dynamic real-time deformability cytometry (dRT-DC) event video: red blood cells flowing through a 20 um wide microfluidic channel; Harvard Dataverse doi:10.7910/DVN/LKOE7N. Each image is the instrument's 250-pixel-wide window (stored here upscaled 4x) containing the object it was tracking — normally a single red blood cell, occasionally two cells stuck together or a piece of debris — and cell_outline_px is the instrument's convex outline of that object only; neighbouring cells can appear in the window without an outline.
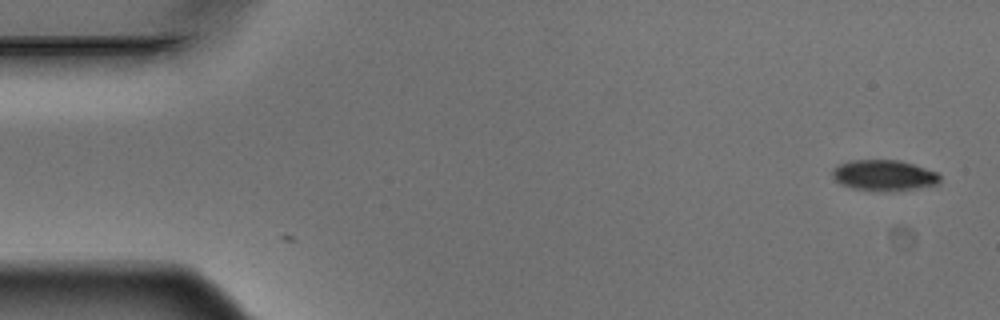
{"species": "Egyptian fruit bat (a non-hibernating species)", "species_latin": "Rousettus aegyptiacus", "temperature_condition": "warm", "stored_images_in_passage": 6, "camera_frame_rate_fps": 3000, "um_per_image_px": 0.085, "animal": {"sex": "male"}, "frame": {"image": 1, "passage_image": 1, "time_ms": 0.0, "image_size_px": [1000, 320], "cell_outline_px": [[940, 184], [916, 188], [876, 192], [852, 188], [840, 184], [832, 176], [832, 168], [848, 160], [900, 160], [936, 172], [940, 176]], "centroid_in_image_um": [75.1, 14.91], "position_along_channel_um": 9.9, "area_um2": 19.36}}
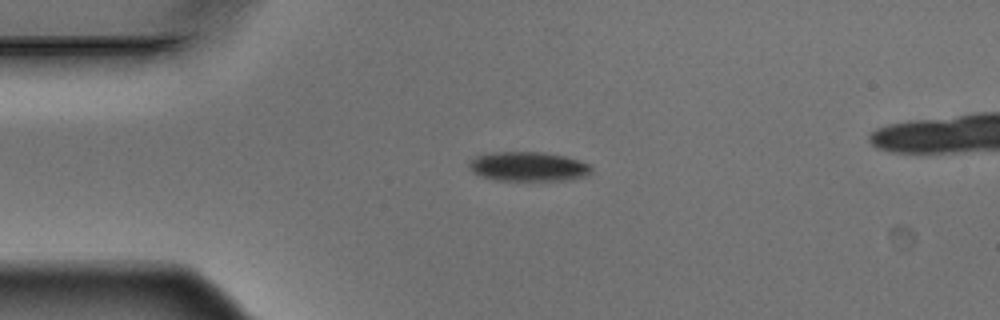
{"frame": {"image": 2, "passage_image": 4, "time_ms": 1.0, "image_size_px": [1000, 320], "cell_outline_px": [[592, 172], [588, 176], [564, 180], [496, 180], [472, 172], [468, 168], [468, 164], [476, 156], [496, 152], [544, 152], [564, 156], [580, 160], [588, 164], [592, 168]], "centroid_in_image_um": [44.93, 14.15], "position_along_channel_um": 40.1, "area_um2": 20.87}}